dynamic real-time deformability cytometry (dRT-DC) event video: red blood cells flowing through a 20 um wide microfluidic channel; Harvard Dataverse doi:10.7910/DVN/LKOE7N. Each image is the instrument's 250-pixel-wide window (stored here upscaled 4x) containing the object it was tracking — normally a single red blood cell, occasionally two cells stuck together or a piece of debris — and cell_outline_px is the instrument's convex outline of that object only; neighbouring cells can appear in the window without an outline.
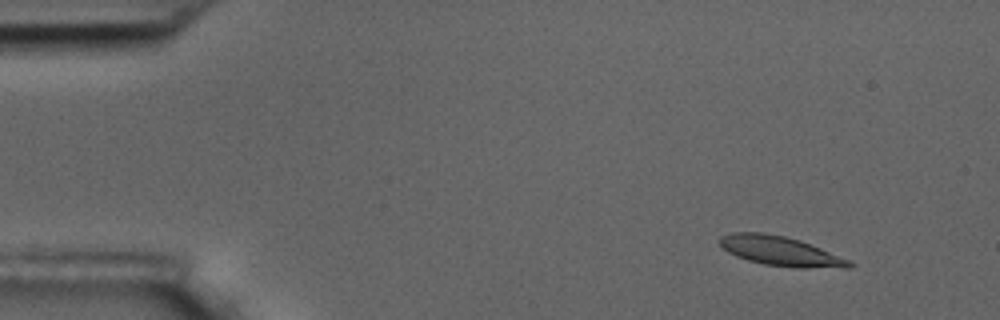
{"species": "common noctule bat (a hibernating species)", "species_latin": "Nyctalus noctula", "temperature_condition": "room temperature", "stored_images_in_passage": 5, "camera_frame_rate_fps": 3000, "um_per_image_px": 0.085, "animal": {"sex": "male", "body_mass_g": 17.5, "forearm_length_mm": 52.3}, "frame": {"image": 1, "passage_image": 2, "time_ms": 0.333, "image_size_px": [1000, 320], "cell_outline_px": [[856, 264], [852, 268], [796, 268], [764, 264], [748, 260], [736, 256], [728, 252], [720, 244], [720, 236], [732, 232], [764, 232], [784, 236], [800, 240], [820, 248], [848, 260]], "centroid_in_image_um": [66.35, 21.35], "position_along_channel_um": 18.7, "area_um2": 22.25}}
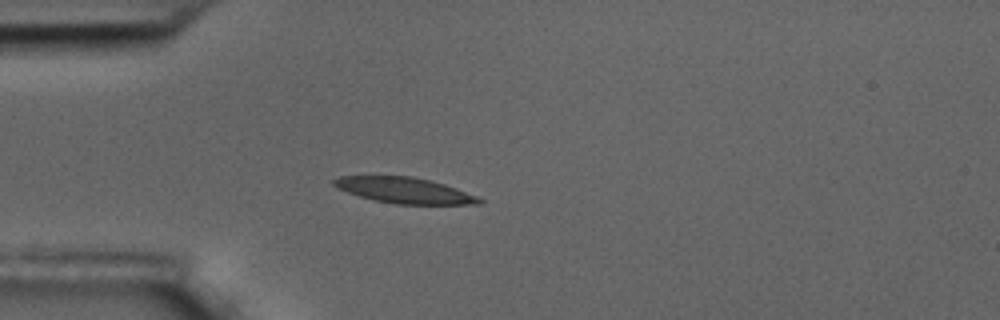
{"frame": {"image": 2, "passage_image": 4, "time_ms": 1.0, "image_size_px": [1000, 320], "cell_outline_px": [[484, 200], [480, 204], [396, 204], [376, 200], [360, 196], [336, 188], [332, 184], [332, 180], [340, 176], [412, 176], [444, 184], [456, 188], [476, 196]], "centroid_in_image_um": [34.36, 16.17], "position_along_channel_um": 50.6, "area_um2": 21.62}}